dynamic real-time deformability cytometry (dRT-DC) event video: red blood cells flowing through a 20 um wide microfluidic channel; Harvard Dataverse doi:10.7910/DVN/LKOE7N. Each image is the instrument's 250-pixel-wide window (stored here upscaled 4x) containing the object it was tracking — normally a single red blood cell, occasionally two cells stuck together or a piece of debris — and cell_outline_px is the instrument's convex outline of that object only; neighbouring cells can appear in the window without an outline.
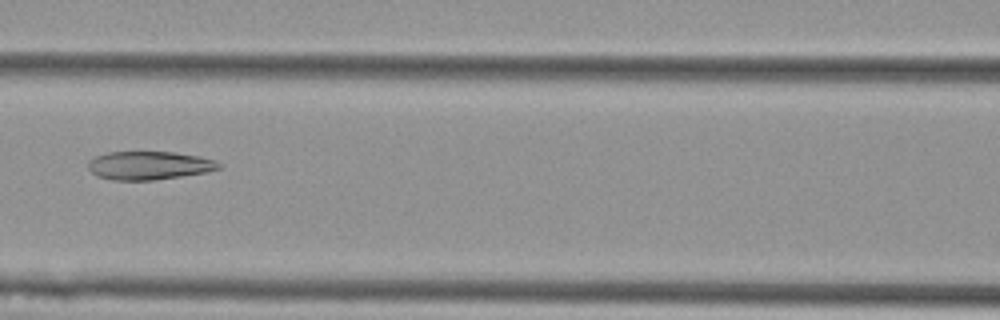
{"species": "Egyptian fruit bat (a non-hibernating species)", "species_latin": "Rousettus aegyptiacus", "temperature_condition": "cold", "stored_images_in_passage": 7, "camera_frame_rate_fps": 3000, "um_per_image_px": 0.085, "animal": {"sex": "female"}, "frame": {"image": 1, "passage_image": 7, "time_ms": 2.0, "image_size_px": [1000, 320], "cell_outline_px": [[224, 164], [220, 168], [208, 172], [152, 180], [112, 180], [96, 176], [88, 168], [88, 160], [96, 156], [108, 152], [176, 152], [200, 156], [216, 160]], "centroid_in_image_um": [12.7, 14.06], "position_along_channel_um": 153.9, "area_um2": 21.79}}